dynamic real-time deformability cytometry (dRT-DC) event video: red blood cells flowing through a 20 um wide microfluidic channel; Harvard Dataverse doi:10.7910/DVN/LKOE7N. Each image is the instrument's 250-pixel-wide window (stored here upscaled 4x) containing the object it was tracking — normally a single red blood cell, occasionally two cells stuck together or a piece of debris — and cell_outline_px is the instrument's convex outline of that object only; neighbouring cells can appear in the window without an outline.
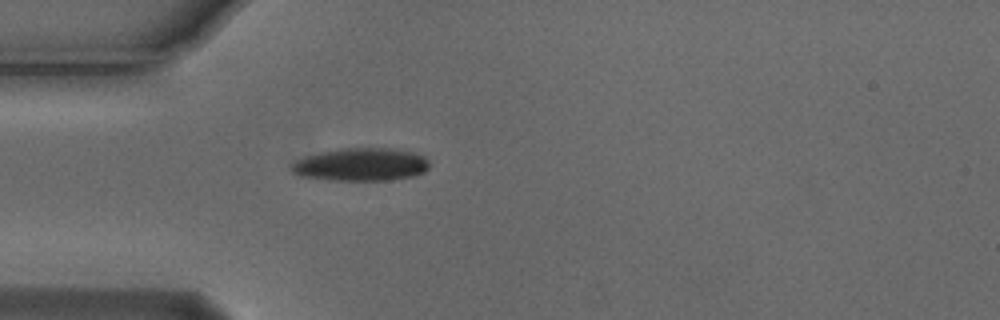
{"species": "Egyptian fruit bat (a non-hibernating species)", "species_latin": "Rousettus aegyptiacus", "temperature_condition": "cold", "stored_images_in_passage": 1, "camera_frame_rate_fps": 3000, "um_per_image_px": 0.085, "animal": {"sex": "male"}, "frame": {"image": 1, "passage_image": 1, "time_ms": 0.0, "image_size_px": [1000, 320], "cell_outline_px": [[428, 168], [424, 172], [416, 176], [392, 180], [328, 180], [300, 176], [292, 172], [292, 164], [296, 160], [304, 156], [340, 148], [392, 148], [412, 152], [424, 156], [428, 160]], "centroid_in_image_um": [30.7, 13.99], "position_along_channel_um": 54.3, "area_um2": 26.59}}